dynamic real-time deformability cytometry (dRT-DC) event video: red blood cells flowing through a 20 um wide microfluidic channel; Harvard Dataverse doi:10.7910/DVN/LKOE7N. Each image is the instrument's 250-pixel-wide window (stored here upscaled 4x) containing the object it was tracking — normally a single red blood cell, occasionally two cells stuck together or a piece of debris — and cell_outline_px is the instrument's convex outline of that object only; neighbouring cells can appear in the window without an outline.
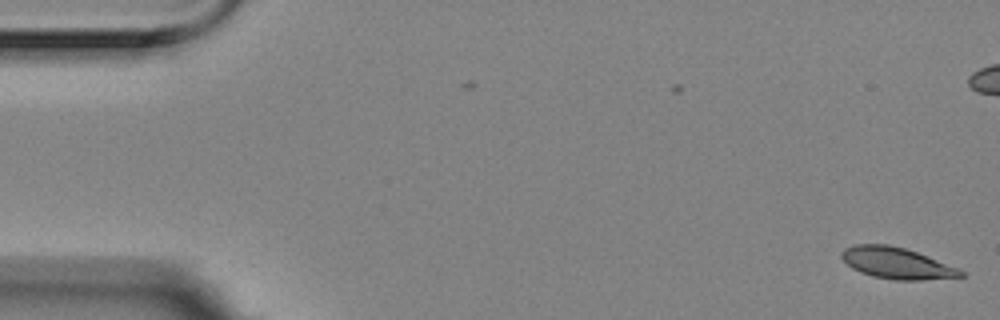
{"species": "Egyptian fruit bat (a non-hibernating species)", "species_latin": "Rousettus aegyptiacus", "temperature_condition": "room temperature", "stored_images_in_passage": 2, "camera_frame_rate_fps": 3000, "um_per_image_px": 0.085, "animal": {"sex": "female"}, "frame": {"image": 1, "passage_image": 2, "time_ms": 0.333, "image_size_px": [1000, 320], "cell_outline_px": [[964, 276], [920, 280], [896, 280], [872, 276], [860, 272], [852, 268], [840, 256], [840, 252], [844, 248], [856, 244], [888, 244], [904, 248], [916, 252], [960, 268], [964, 272]], "centroid_in_image_um": [76.2, 22.36], "position_along_channel_um": 8.8, "area_um2": 21.68}}